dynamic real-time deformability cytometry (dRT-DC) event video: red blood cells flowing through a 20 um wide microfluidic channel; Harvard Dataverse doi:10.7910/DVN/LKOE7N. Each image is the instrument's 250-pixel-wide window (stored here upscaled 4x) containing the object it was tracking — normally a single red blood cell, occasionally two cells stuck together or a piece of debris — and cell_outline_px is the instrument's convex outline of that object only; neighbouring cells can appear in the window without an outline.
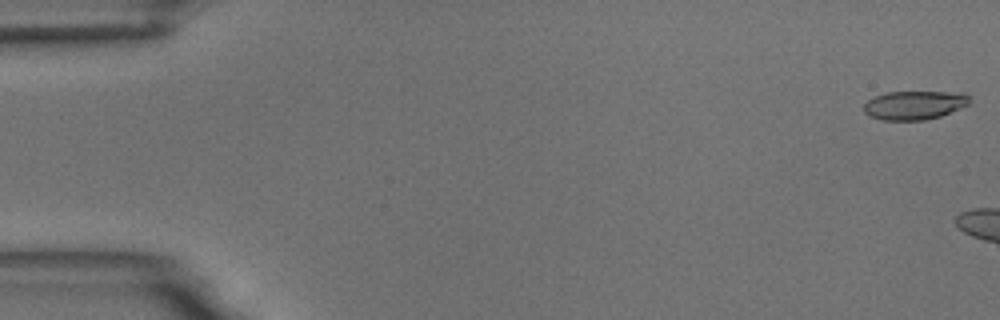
{"species": "common noctule bat (a hibernating species)", "species_latin": "Nyctalus noctula", "temperature_condition": "room temperature", "stored_images_in_passage": 10, "camera_frame_rate_fps": 3000, "um_per_image_px": 0.085, "animal": {"sex": "male", "body_mass_g": 18.8}, "frame": {"image": 1, "passage_image": 1, "time_ms": 0.0, "image_size_px": [1000, 320], "cell_outline_px": [[968, 104], [940, 116], [924, 120], [884, 120], [868, 116], [864, 112], [864, 104], [868, 100], [876, 96], [888, 92], [964, 92], [968, 96]], "centroid_in_image_um": [77.69, 8.94], "position_along_channel_um": 7.3, "area_um2": 17.51}}